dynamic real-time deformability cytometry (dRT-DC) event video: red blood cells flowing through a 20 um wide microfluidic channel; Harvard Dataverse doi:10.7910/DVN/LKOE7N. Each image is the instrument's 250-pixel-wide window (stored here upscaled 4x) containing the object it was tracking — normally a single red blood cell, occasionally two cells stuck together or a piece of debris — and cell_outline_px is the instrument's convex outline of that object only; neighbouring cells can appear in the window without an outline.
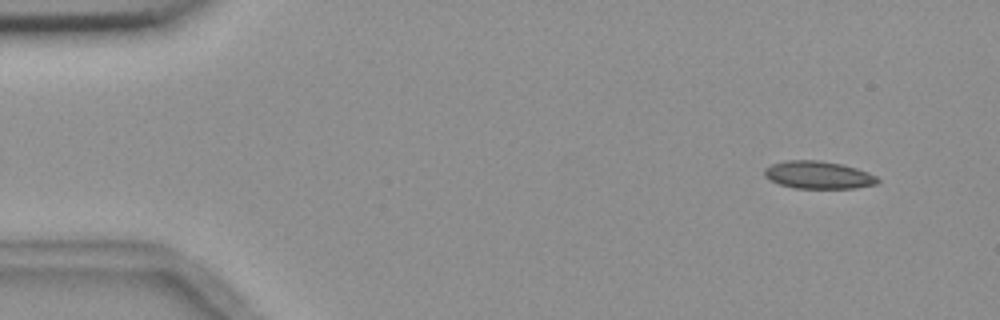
{"species": "common noctule bat (a hibernating species)", "species_latin": "Nyctalus noctula", "temperature_condition": "room temperature", "stored_images_in_passage": 4, "camera_frame_rate_fps": 3000, "um_per_image_px": 0.085, "animal": {"sex": "female", "body_mass_g": 18.4}, "frame": {"image": 1, "passage_image": 1, "time_ms": 0.0, "image_size_px": [1000, 320], "cell_outline_px": [[880, 180], [876, 184], [856, 188], [792, 188], [768, 180], [764, 176], [764, 168], [772, 164], [784, 160], [816, 160], [840, 164], [856, 168], [868, 172], [876, 176]], "centroid_in_image_um": [69.52, 14.87], "position_along_channel_um": 15.5, "area_um2": 18.26}}